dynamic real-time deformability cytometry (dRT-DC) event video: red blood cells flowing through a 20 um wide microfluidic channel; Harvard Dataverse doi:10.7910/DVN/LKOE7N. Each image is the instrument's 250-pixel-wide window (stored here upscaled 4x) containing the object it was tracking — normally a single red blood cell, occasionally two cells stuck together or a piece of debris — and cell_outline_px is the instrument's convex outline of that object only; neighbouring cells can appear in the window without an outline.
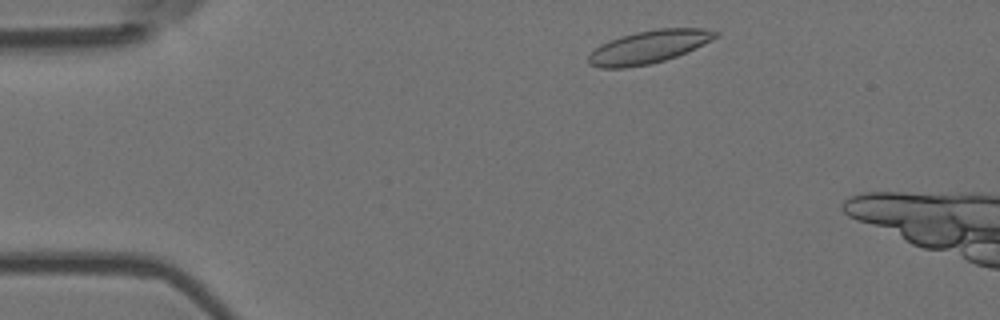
{"species": "Egyptian fruit bat (a non-hibernating species)", "species_latin": "Rousettus aegyptiacus", "temperature_condition": "room temperature", "stored_images_in_passage": 8, "camera_frame_rate_fps": 3000, "um_per_image_px": 0.085, "animal": {"sex": "female"}, "frame": {"image": 1, "passage_image": 3, "time_ms": 0.667, "image_size_px": [1000, 320], "cell_outline_px": [[720, 36], [676, 56], [664, 60], [648, 64], [624, 68], [600, 68], [588, 64], [588, 56], [600, 44], [608, 40], [620, 36], [636, 32], [656, 28], [704, 28], [720, 32]], "centroid_in_image_um": [55.13, 3.97], "position_along_channel_um": 29.9, "area_um2": 24.28}}